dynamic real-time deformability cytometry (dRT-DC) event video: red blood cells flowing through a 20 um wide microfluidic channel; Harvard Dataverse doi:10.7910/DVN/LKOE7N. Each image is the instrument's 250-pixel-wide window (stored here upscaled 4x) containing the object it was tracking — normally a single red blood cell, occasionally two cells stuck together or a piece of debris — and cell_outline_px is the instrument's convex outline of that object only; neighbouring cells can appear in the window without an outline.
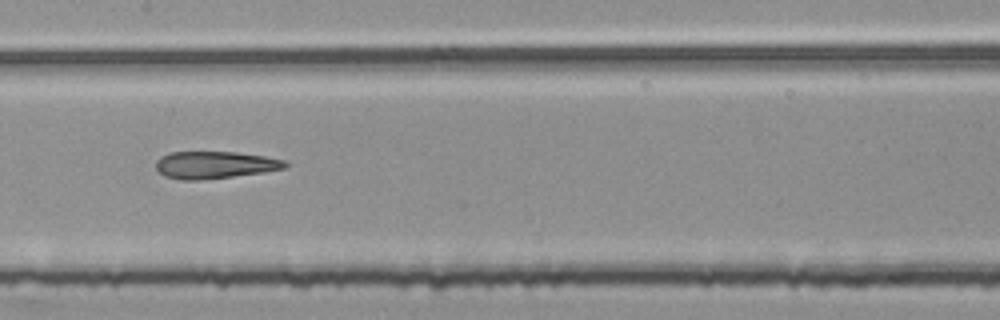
{"species": "common noctule bat (a hibernating species)", "species_latin": "Nyctalus noctula", "temperature_condition": "room temperature", "stored_images_in_passage": 49, "camera_frame_rate_fps": 3000, "um_per_image_px": 0.085, "animal": {"sex": "female", "body_mass_g": 25.1}, "frame": {"image": 1, "passage_image": 22, "time_ms": 7.0, "image_size_px": [1000, 320], "cell_outline_px": [[288, 168], [264, 172], [200, 180], [180, 180], [164, 176], [156, 168], [156, 160], [160, 156], [168, 152], [236, 152], [264, 156], [284, 160], [288, 164]], "centroid_in_image_um": [18.24, 14.01], "position_along_channel_um": 189.2, "area_um2": 20.58}}
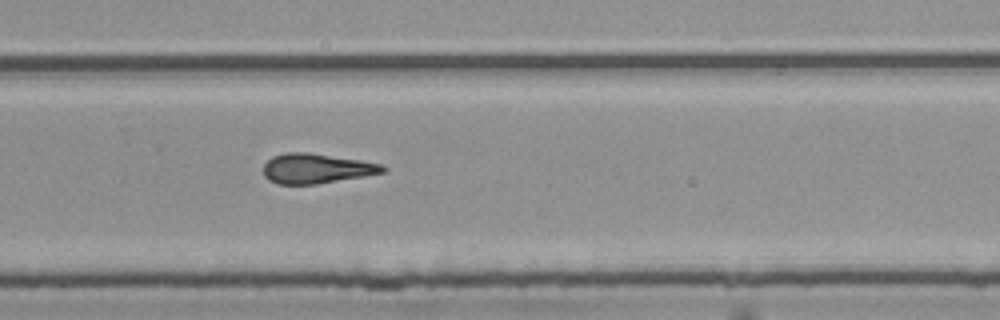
{"frame": {"image": 2, "passage_image": 31, "time_ms": 10.0, "image_size_px": [1000, 320], "cell_outline_px": [[388, 168], [384, 172], [364, 176], [316, 184], [276, 184], [268, 180], [264, 176], [264, 164], [272, 156], [284, 152], [308, 152], [360, 160], [380, 164]], "centroid_in_image_um": [26.85, 14.32], "position_along_channel_um": 302.9, "area_um2": 20.75}}
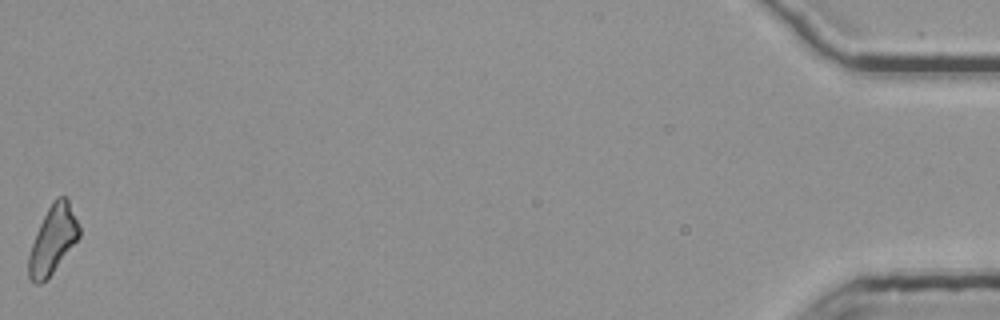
{"frame": {"image": 3, "passage_image": 49, "time_ms": 16.0, "image_size_px": [1000, 320], "cell_outline_px": [[80, 236], [52, 272], [40, 284], [36, 284], [28, 276], [28, 256], [36, 232], [48, 208], [56, 196], [64, 196], [68, 200], [80, 228]], "centroid_in_image_um": [4.48, 20.36], "position_along_channel_um": 430.7, "area_um2": 19.42}, "authors_computed_cell_mechanics": {"area_um2": 20.7502, "velocity_mm_per_s": 3.8164, "shape_relaxation_time_tau1_ms": null, "shape_relaxation_time_tau2_ms": 7.9388, "deformation_change_tau1": null, "deformation_change_tau2": 0.229}}